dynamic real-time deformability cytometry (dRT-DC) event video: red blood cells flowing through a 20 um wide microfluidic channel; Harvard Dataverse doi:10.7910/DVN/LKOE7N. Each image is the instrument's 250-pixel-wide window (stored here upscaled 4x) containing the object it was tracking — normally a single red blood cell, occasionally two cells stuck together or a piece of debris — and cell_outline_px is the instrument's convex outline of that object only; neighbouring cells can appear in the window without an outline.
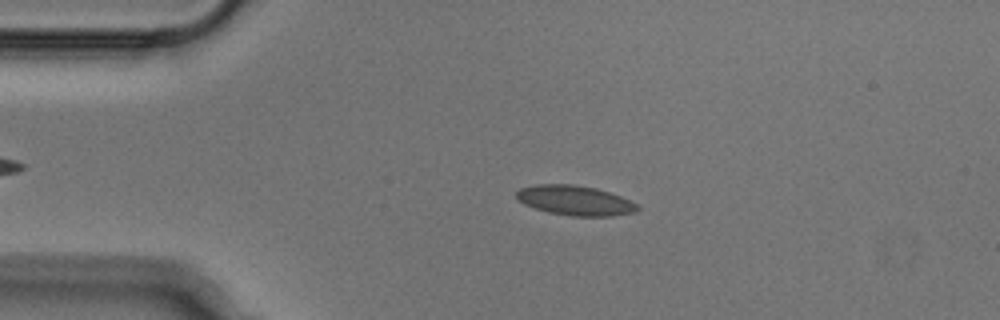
{"species": "Egyptian fruit bat (a non-hibernating species)", "species_latin": "Rousettus aegyptiacus", "temperature_condition": "cold", "stored_images_in_passage": 51, "camera_frame_rate_fps": 3000, "um_per_image_px": 0.085, "animal": {"sex": "male"}, "frame": {"image": 1, "passage_image": 10, "time_ms": 3.0, "image_size_px": [1000, 320], "cell_outline_px": [[640, 208], [636, 212], [612, 216], [572, 216], [548, 212], [524, 204], [516, 200], [516, 192], [520, 188], [536, 184], [572, 184], [596, 188], [620, 196], [640, 204]], "centroid_in_image_um": [48.89, 17.04], "position_along_channel_um": 36.1, "area_um2": 21.15}}
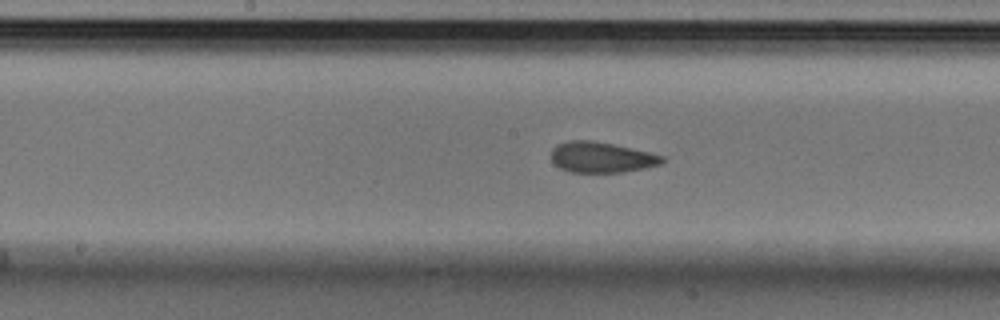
{"frame": {"image": 2, "passage_image": 25, "time_ms": 8.0, "image_size_px": [1000, 320], "cell_outline_px": [[664, 160], [660, 164], [644, 168], [624, 172], [572, 172], [560, 168], [552, 160], [552, 148], [556, 144], [572, 140], [592, 140], [612, 144], [648, 152], [664, 156]], "centroid_in_image_um": [51.1, 13.37], "position_along_channel_um": 197.1, "area_um2": 19.59}}
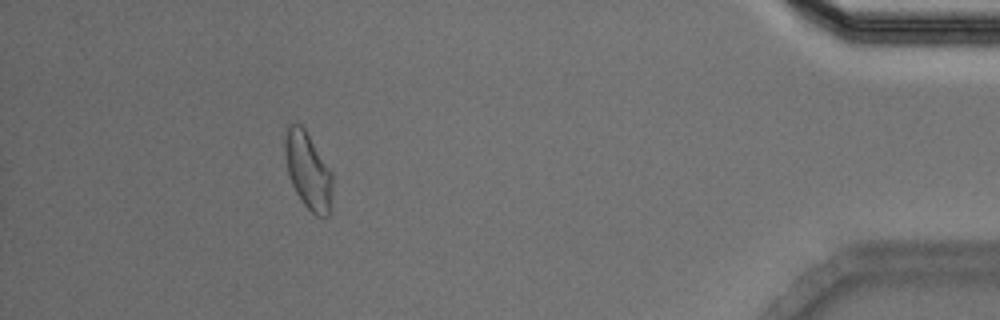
{"frame": {"image": 3, "passage_image": 46, "time_ms": 15.0, "image_size_px": [1000, 320], "cell_outline_px": [[332, 188], [328, 216], [316, 216], [304, 204], [296, 192], [292, 184], [288, 172], [284, 148], [284, 136], [288, 124], [300, 124], [304, 128], [332, 172]], "centroid_in_image_um": [26.17, 14.48], "position_along_channel_um": 409.0, "area_um2": 20.92}}